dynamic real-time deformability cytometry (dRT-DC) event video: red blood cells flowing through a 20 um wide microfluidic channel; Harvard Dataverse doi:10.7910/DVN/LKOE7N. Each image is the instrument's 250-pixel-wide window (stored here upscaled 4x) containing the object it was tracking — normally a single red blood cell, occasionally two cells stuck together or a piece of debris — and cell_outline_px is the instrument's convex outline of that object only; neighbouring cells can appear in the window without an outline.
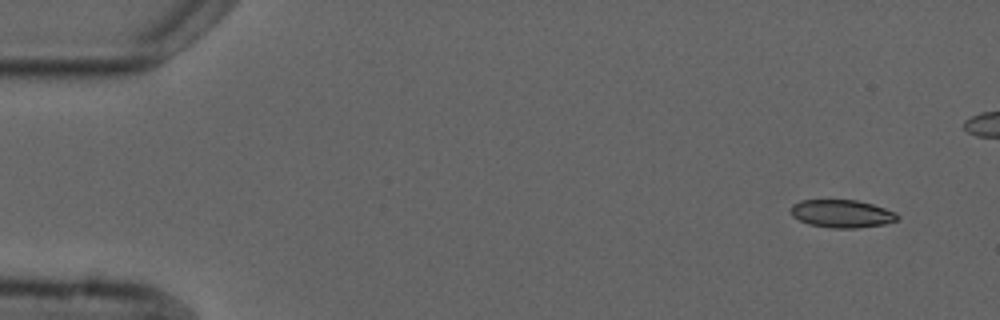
{"species": "common noctule bat (a hibernating species)", "species_latin": "Nyctalus noctula", "temperature_condition": "cold", "stored_images_in_passage": 5, "camera_frame_rate_fps": 3000, "um_per_image_px": 0.085, "animal": {"sex": "male", "forearm_length_mm": 52.5}, "frame": {"image": 1, "passage_image": 1, "time_ms": 0.0, "image_size_px": [1000, 320], "cell_outline_px": [[900, 216], [896, 220], [884, 224], [856, 228], [832, 228], [808, 224], [792, 216], [788, 208], [792, 204], [800, 200], [856, 200], [872, 204], [896, 212]], "centroid_in_image_um": [71.52, 18.16], "position_along_channel_um": 13.5, "area_um2": 17.4}}